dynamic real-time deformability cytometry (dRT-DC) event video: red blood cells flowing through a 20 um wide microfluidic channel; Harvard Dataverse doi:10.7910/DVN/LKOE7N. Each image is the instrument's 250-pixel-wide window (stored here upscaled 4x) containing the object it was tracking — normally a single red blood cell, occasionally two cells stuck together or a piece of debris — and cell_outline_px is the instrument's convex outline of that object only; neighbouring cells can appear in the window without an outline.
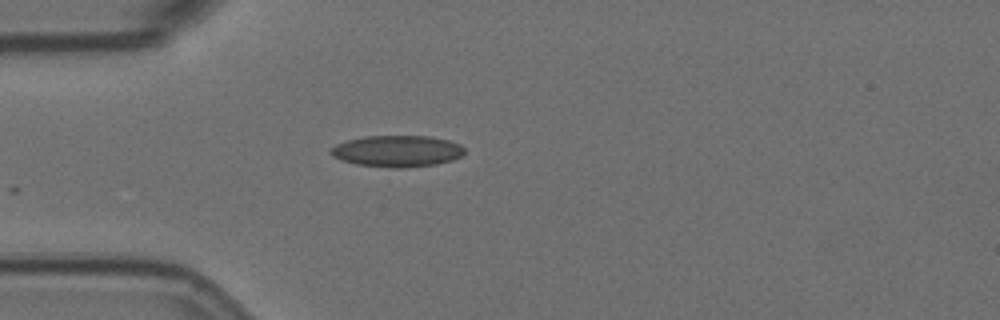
{"species": "Egyptian fruit bat (a non-hibernating species)", "species_latin": "Rousettus aegyptiacus", "temperature_condition": "room temperature", "stored_images_in_passage": 10, "camera_frame_rate_fps": 3000, "um_per_image_px": 0.085, "animal": {"sex": "female"}, "frame": {"image": 1, "passage_image": 1, "time_ms": 0.0, "image_size_px": [1000, 320], "cell_outline_px": [[464, 152], [460, 156], [452, 160], [436, 164], [404, 168], [392, 168], [356, 164], [332, 156], [332, 148], [336, 144], [348, 140], [364, 136], [428, 136], [448, 140], [460, 144], [464, 148]], "centroid_in_image_um": [33.78, 12.84], "position_along_channel_um": 51.2, "area_um2": 24.33}}
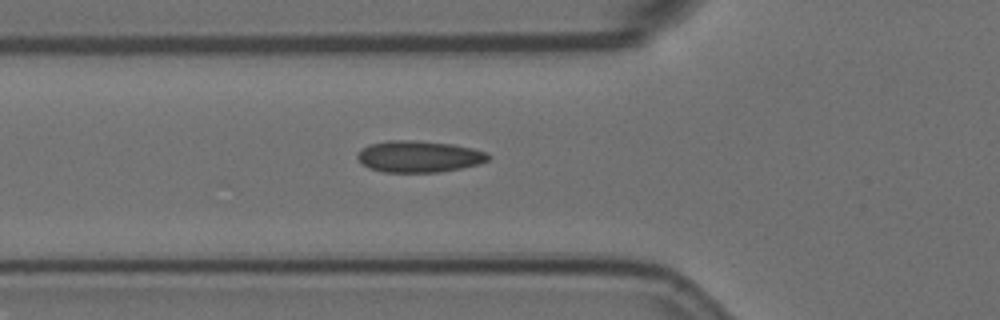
{"frame": {"image": 2, "passage_image": 5, "time_ms": 1.333, "image_size_px": [1000, 320], "cell_outline_px": [[492, 156], [488, 160], [480, 164], [440, 172], [384, 172], [368, 168], [356, 156], [360, 148], [368, 144], [388, 140], [416, 140], [452, 144], [472, 148], [488, 152]], "centroid_in_image_um": [35.62, 13.29], "position_along_channel_um": 90.2, "area_um2": 24.28}}